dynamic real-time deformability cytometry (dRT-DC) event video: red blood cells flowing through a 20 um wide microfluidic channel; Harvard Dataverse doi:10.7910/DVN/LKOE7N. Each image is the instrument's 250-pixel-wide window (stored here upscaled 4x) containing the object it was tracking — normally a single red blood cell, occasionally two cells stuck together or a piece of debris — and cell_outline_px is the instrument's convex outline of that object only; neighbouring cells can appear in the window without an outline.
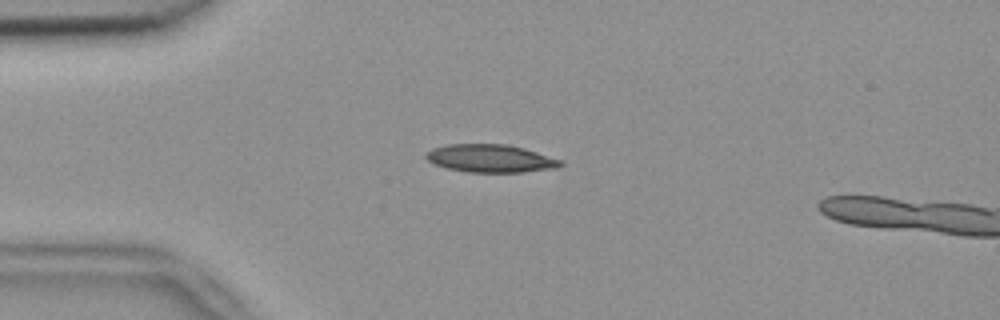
{"species": "common noctule bat (a hibernating species)", "species_latin": "Nyctalus noctula", "temperature_condition": "room temperature", "stored_images_in_passage": 50, "camera_frame_rate_fps": 3000, "um_per_image_px": 0.085, "animal": {"sex": "female", "body_mass_g": 18.4}, "frame": {"image": 1, "passage_image": 12, "time_ms": 3.667, "image_size_px": [1000, 320], "cell_outline_px": [[564, 164], [556, 168], [524, 172], [468, 172], [448, 168], [436, 164], [428, 160], [424, 156], [432, 148], [448, 144], [508, 144], [524, 148], [560, 160]], "centroid_in_image_um": [41.69, 13.46], "position_along_channel_um": 43.3, "area_um2": 21.68}}
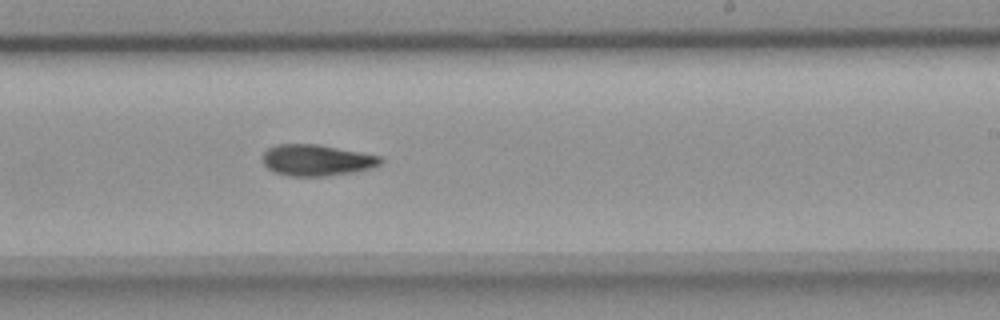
{"frame": {"image": 2, "passage_image": 31, "time_ms": 10.0, "image_size_px": [1000, 320], "cell_outline_px": [[384, 160], [380, 164], [372, 168], [352, 172], [328, 176], [288, 176], [276, 172], [268, 168], [264, 164], [264, 152], [268, 148], [276, 144], [320, 144], [380, 156]], "centroid_in_image_um": [26.93, 13.61], "position_along_channel_um": 262.1, "area_um2": 21.44}}
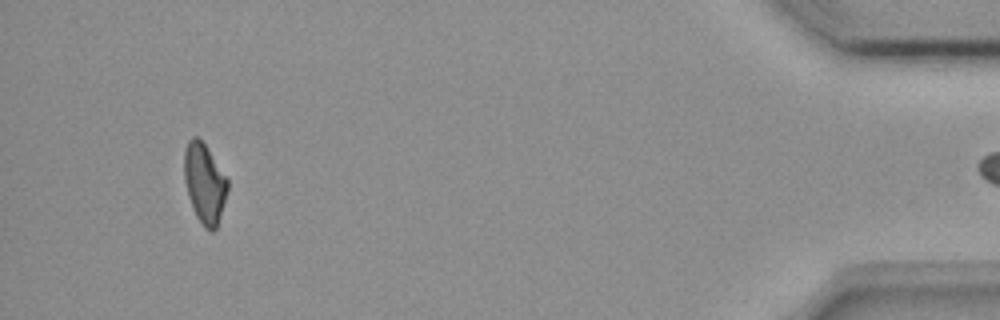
{"frame": {"image": 3, "passage_image": 49, "time_ms": 16.0, "image_size_px": [1000, 320], "cell_outline_px": [[228, 188], [220, 216], [216, 228], [212, 232], [204, 228], [196, 216], [188, 196], [184, 180], [184, 152], [188, 140], [192, 136], [196, 136], [204, 144], [228, 180]], "centroid_in_image_um": [17.36, 15.59], "position_along_channel_um": 417.8, "area_um2": 19.88}}